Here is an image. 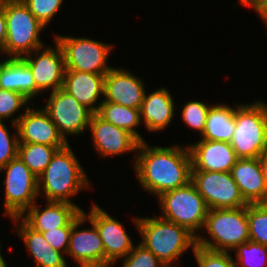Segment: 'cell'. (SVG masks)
I'll list each match as a JSON object with an SVG mask.
<instances>
[{
    "instance_id": "1",
    "label": "cell",
    "mask_w": 267,
    "mask_h": 267,
    "mask_svg": "<svg viewBox=\"0 0 267 267\" xmlns=\"http://www.w3.org/2000/svg\"><path fill=\"white\" fill-rule=\"evenodd\" d=\"M133 168L141 187L158 198L165 192L191 181V157L188 146H149L140 142Z\"/></svg>"
},
{
    "instance_id": "2",
    "label": "cell",
    "mask_w": 267,
    "mask_h": 267,
    "mask_svg": "<svg viewBox=\"0 0 267 267\" xmlns=\"http://www.w3.org/2000/svg\"><path fill=\"white\" fill-rule=\"evenodd\" d=\"M38 195L44 192L47 201L68 202L72 196L88 188L90 182L69 143L58 149L46 169L37 177Z\"/></svg>"
},
{
    "instance_id": "3",
    "label": "cell",
    "mask_w": 267,
    "mask_h": 267,
    "mask_svg": "<svg viewBox=\"0 0 267 267\" xmlns=\"http://www.w3.org/2000/svg\"><path fill=\"white\" fill-rule=\"evenodd\" d=\"M133 219L142 237L140 243L166 267H171L184 252L190 248L193 250L196 246V237L192 233L159 215L153 218L137 216Z\"/></svg>"
},
{
    "instance_id": "4",
    "label": "cell",
    "mask_w": 267,
    "mask_h": 267,
    "mask_svg": "<svg viewBox=\"0 0 267 267\" xmlns=\"http://www.w3.org/2000/svg\"><path fill=\"white\" fill-rule=\"evenodd\" d=\"M203 230L209 234L198 235L196 245L214 251H232L249 241L247 206L235 209H208Z\"/></svg>"
},
{
    "instance_id": "5",
    "label": "cell",
    "mask_w": 267,
    "mask_h": 267,
    "mask_svg": "<svg viewBox=\"0 0 267 267\" xmlns=\"http://www.w3.org/2000/svg\"><path fill=\"white\" fill-rule=\"evenodd\" d=\"M231 146L237 158H258L267 149V103L235 105Z\"/></svg>"
},
{
    "instance_id": "6",
    "label": "cell",
    "mask_w": 267,
    "mask_h": 267,
    "mask_svg": "<svg viewBox=\"0 0 267 267\" xmlns=\"http://www.w3.org/2000/svg\"><path fill=\"white\" fill-rule=\"evenodd\" d=\"M7 24L4 54L9 58H22L44 47L40 39L46 27L30 12L24 2H9L0 5Z\"/></svg>"
},
{
    "instance_id": "7",
    "label": "cell",
    "mask_w": 267,
    "mask_h": 267,
    "mask_svg": "<svg viewBox=\"0 0 267 267\" xmlns=\"http://www.w3.org/2000/svg\"><path fill=\"white\" fill-rule=\"evenodd\" d=\"M157 200L161 207V218L186 228L197 238V233L203 230L208 207L191 181L163 193Z\"/></svg>"
},
{
    "instance_id": "8",
    "label": "cell",
    "mask_w": 267,
    "mask_h": 267,
    "mask_svg": "<svg viewBox=\"0 0 267 267\" xmlns=\"http://www.w3.org/2000/svg\"><path fill=\"white\" fill-rule=\"evenodd\" d=\"M1 171H6L3 181L5 215L10 219L21 217L39 196L37 176L17 156Z\"/></svg>"
},
{
    "instance_id": "9",
    "label": "cell",
    "mask_w": 267,
    "mask_h": 267,
    "mask_svg": "<svg viewBox=\"0 0 267 267\" xmlns=\"http://www.w3.org/2000/svg\"><path fill=\"white\" fill-rule=\"evenodd\" d=\"M64 53L66 70L106 74L112 45L85 37L54 36Z\"/></svg>"
},
{
    "instance_id": "10",
    "label": "cell",
    "mask_w": 267,
    "mask_h": 267,
    "mask_svg": "<svg viewBox=\"0 0 267 267\" xmlns=\"http://www.w3.org/2000/svg\"><path fill=\"white\" fill-rule=\"evenodd\" d=\"M191 182L208 209H235L248 205L230 172L191 170Z\"/></svg>"
},
{
    "instance_id": "11",
    "label": "cell",
    "mask_w": 267,
    "mask_h": 267,
    "mask_svg": "<svg viewBox=\"0 0 267 267\" xmlns=\"http://www.w3.org/2000/svg\"><path fill=\"white\" fill-rule=\"evenodd\" d=\"M47 104L42 107L66 142L67 135L77 136L89 128L92 112L80 104L62 88L50 93Z\"/></svg>"
},
{
    "instance_id": "12",
    "label": "cell",
    "mask_w": 267,
    "mask_h": 267,
    "mask_svg": "<svg viewBox=\"0 0 267 267\" xmlns=\"http://www.w3.org/2000/svg\"><path fill=\"white\" fill-rule=\"evenodd\" d=\"M54 42L55 48L41 47L21 58L28 65L40 93L56 91L63 86L66 72L64 53L57 41Z\"/></svg>"
},
{
    "instance_id": "13",
    "label": "cell",
    "mask_w": 267,
    "mask_h": 267,
    "mask_svg": "<svg viewBox=\"0 0 267 267\" xmlns=\"http://www.w3.org/2000/svg\"><path fill=\"white\" fill-rule=\"evenodd\" d=\"M11 123L18 131V143L44 144L58 149L69 143L61 136L57 126L43 108L35 109L29 106L24 113L13 118Z\"/></svg>"
},
{
    "instance_id": "14",
    "label": "cell",
    "mask_w": 267,
    "mask_h": 267,
    "mask_svg": "<svg viewBox=\"0 0 267 267\" xmlns=\"http://www.w3.org/2000/svg\"><path fill=\"white\" fill-rule=\"evenodd\" d=\"M89 213H83L94 223L99 231L105 249V267H111L116 260L124 258L134 247L123 225L111 217L97 204H93Z\"/></svg>"
},
{
    "instance_id": "15",
    "label": "cell",
    "mask_w": 267,
    "mask_h": 267,
    "mask_svg": "<svg viewBox=\"0 0 267 267\" xmlns=\"http://www.w3.org/2000/svg\"><path fill=\"white\" fill-rule=\"evenodd\" d=\"M95 150L100 156H117L136 152L139 141L128 131L102 119L97 113L92 114L89 122Z\"/></svg>"
},
{
    "instance_id": "16",
    "label": "cell",
    "mask_w": 267,
    "mask_h": 267,
    "mask_svg": "<svg viewBox=\"0 0 267 267\" xmlns=\"http://www.w3.org/2000/svg\"><path fill=\"white\" fill-rule=\"evenodd\" d=\"M145 85L139 77L123 68H111L105 74L102 101L140 109L145 95Z\"/></svg>"
},
{
    "instance_id": "17",
    "label": "cell",
    "mask_w": 267,
    "mask_h": 267,
    "mask_svg": "<svg viewBox=\"0 0 267 267\" xmlns=\"http://www.w3.org/2000/svg\"><path fill=\"white\" fill-rule=\"evenodd\" d=\"M187 146L192 170L230 172L238 159L231 143L201 139Z\"/></svg>"
},
{
    "instance_id": "18",
    "label": "cell",
    "mask_w": 267,
    "mask_h": 267,
    "mask_svg": "<svg viewBox=\"0 0 267 267\" xmlns=\"http://www.w3.org/2000/svg\"><path fill=\"white\" fill-rule=\"evenodd\" d=\"M86 222H90L92 227L79 229ZM67 255L75 262H96L105 267V249L99 231L83 212L72 223Z\"/></svg>"
},
{
    "instance_id": "19",
    "label": "cell",
    "mask_w": 267,
    "mask_h": 267,
    "mask_svg": "<svg viewBox=\"0 0 267 267\" xmlns=\"http://www.w3.org/2000/svg\"><path fill=\"white\" fill-rule=\"evenodd\" d=\"M40 210L36 202L20 217L30 228L37 232L72 226L74 220L83 212L68 202L47 201Z\"/></svg>"
},
{
    "instance_id": "20",
    "label": "cell",
    "mask_w": 267,
    "mask_h": 267,
    "mask_svg": "<svg viewBox=\"0 0 267 267\" xmlns=\"http://www.w3.org/2000/svg\"><path fill=\"white\" fill-rule=\"evenodd\" d=\"M104 81L105 74L66 70L62 89L94 114L101 104H96L99 97L104 96Z\"/></svg>"
},
{
    "instance_id": "21",
    "label": "cell",
    "mask_w": 267,
    "mask_h": 267,
    "mask_svg": "<svg viewBox=\"0 0 267 267\" xmlns=\"http://www.w3.org/2000/svg\"><path fill=\"white\" fill-rule=\"evenodd\" d=\"M230 173L248 204L267 203V191L258 158H238Z\"/></svg>"
},
{
    "instance_id": "22",
    "label": "cell",
    "mask_w": 267,
    "mask_h": 267,
    "mask_svg": "<svg viewBox=\"0 0 267 267\" xmlns=\"http://www.w3.org/2000/svg\"><path fill=\"white\" fill-rule=\"evenodd\" d=\"M175 102L167 88L161 87L145 95L140 108V119L150 132L162 131L173 121Z\"/></svg>"
},
{
    "instance_id": "23",
    "label": "cell",
    "mask_w": 267,
    "mask_h": 267,
    "mask_svg": "<svg viewBox=\"0 0 267 267\" xmlns=\"http://www.w3.org/2000/svg\"><path fill=\"white\" fill-rule=\"evenodd\" d=\"M17 223L16 232L34 258L36 267H65L64 254L56 251L43 237L42 233L30 228L20 217L11 218ZM19 222V223H18Z\"/></svg>"
},
{
    "instance_id": "24",
    "label": "cell",
    "mask_w": 267,
    "mask_h": 267,
    "mask_svg": "<svg viewBox=\"0 0 267 267\" xmlns=\"http://www.w3.org/2000/svg\"><path fill=\"white\" fill-rule=\"evenodd\" d=\"M0 88L19 92L29 100L40 92L28 65L21 58H8L3 64Z\"/></svg>"
},
{
    "instance_id": "25",
    "label": "cell",
    "mask_w": 267,
    "mask_h": 267,
    "mask_svg": "<svg viewBox=\"0 0 267 267\" xmlns=\"http://www.w3.org/2000/svg\"><path fill=\"white\" fill-rule=\"evenodd\" d=\"M235 130V108L218 104L210 107L207 113L203 134L204 140L223 141L230 143Z\"/></svg>"
},
{
    "instance_id": "26",
    "label": "cell",
    "mask_w": 267,
    "mask_h": 267,
    "mask_svg": "<svg viewBox=\"0 0 267 267\" xmlns=\"http://www.w3.org/2000/svg\"><path fill=\"white\" fill-rule=\"evenodd\" d=\"M97 114L105 121L128 131L139 142L145 141L141 134L136 131V128L141 124L140 109L122 106L113 102L101 101Z\"/></svg>"
},
{
    "instance_id": "27",
    "label": "cell",
    "mask_w": 267,
    "mask_h": 267,
    "mask_svg": "<svg viewBox=\"0 0 267 267\" xmlns=\"http://www.w3.org/2000/svg\"><path fill=\"white\" fill-rule=\"evenodd\" d=\"M55 146L36 143H18L17 157L38 177L49 165L55 152Z\"/></svg>"
},
{
    "instance_id": "28",
    "label": "cell",
    "mask_w": 267,
    "mask_h": 267,
    "mask_svg": "<svg viewBox=\"0 0 267 267\" xmlns=\"http://www.w3.org/2000/svg\"><path fill=\"white\" fill-rule=\"evenodd\" d=\"M235 267H267V246L251 240L238 245Z\"/></svg>"
},
{
    "instance_id": "29",
    "label": "cell",
    "mask_w": 267,
    "mask_h": 267,
    "mask_svg": "<svg viewBox=\"0 0 267 267\" xmlns=\"http://www.w3.org/2000/svg\"><path fill=\"white\" fill-rule=\"evenodd\" d=\"M249 239L267 246V203L247 205Z\"/></svg>"
},
{
    "instance_id": "30",
    "label": "cell",
    "mask_w": 267,
    "mask_h": 267,
    "mask_svg": "<svg viewBox=\"0 0 267 267\" xmlns=\"http://www.w3.org/2000/svg\"><path fill=\"white\" fill-rule=\"evenodd\" d=\"M192 251L198 267H235L229 251H214L198 245Z\"/></svg>"
},
{
    "instance_id": "31",
    "label": "cell",
    "mask_w": 267,
    "mask_h": 267,
    "mask_svg": "<svg viewBox=\"0 0 267 267\" xmlns=\"http://www.w3.org/2000/svg\"><path fill=\"white\" fill-rule=\"evenodd\" d=\"M211 106L200 101L187 102L182 108V120L192 129L203 134L206 125L207 113Z\"/></svg>"
},
{
    "instance_id": "32",
    "label": "cell",
    "mask_w": 267,
    "mask_h": 267,
    "mask_svg": "<svg viewBox=\"0 0 267 267\" xmlns=\"http://www.w3.org/2000/svg\"><path fill=\"white\" fill-rule=\"evenodd\" d=\"M30 102L23 94L0 88V121L12 118L22 107L28 108Z\"/></svg>"
},
{
    "instance_id": "33",
    "label": "cell",
    "mask_w": 267,
    "mask_h": 267,
    "mask_svg": "<svg viewBox=\"0 0 267 267\" xmlns=\"http://www.w3.org/2000/svg\"><path fill=\"white\" fill-rule=\"evenodd\" d=\"M122 267H166L149 249L141 243L123 258Z\"/></svg>"
},
{
    "instance_id": "34",
    "label": "cell",
    "mask_w": 267,
    "mask_h": 267,
    "mask_svg": "<svg viewBox=\"0 0 267 267\" xmlns=\"http://www.w3.org/2000/svg\"><path fill=\"white\" fill-rule=\"evenodd\" d=\"M64 0H24L30 12L45 26L54 18Z\"/></svg>"
},
{
    "instance_id": "35",
    "label": "cell",
    "mask_w": 267,
    "mask_h": 267,
    "mask_svg": "<svg viewBox=\"0 0 267 267\" xmlns=\"http://www.w3.org/2000/svg\"><path fill=\"white\" fill-rule=\"evenodd\" d=\"M16 133V134H15ZM18 131L10 134L9 128L0 121V169L17 156Z\"/></svg>"
},
{
    "instance_id": "36",
    "label": "cell",
    "mask_w": 267,
    "mask_h": 267,
    "mask_svg": "<svg viewBox=\"0 0 267 267\" xmlns=\"http://www.w3.org/2000/svg\"><path fill=\"white\" fill-rule=\"evenodd\" d=\"M72 226H64L41 232L45 240L58 252L65 255L69 245ZM66 253V254H65Z\"/></svg>"
},
{
    "instance_id": "37",
    "label": "cell",
    "mask_w": 267,
    "mask_h": 267,
    "mask_svg": "<svg viewBox=\"0 0 267 267\" xmlns=\"http://www.w3.org/2000/svg\"><path fill=\"white\" fill-rule=\"evenodd\" d=\"M240 4L253 8L263 21L267 25V0H239Z\"/></svg>"
},
{
    "instance_id": "38",
    "label": "cell",
    "mask_w": 267,
    "mask_h": 267,
    "mask_svg": "<svg viewBox=\"0 0 267 267\" xmlns=\"http://www.w3.org/2000/svg\"><path fill=\"white\" fill-rule=\"evenodd\" d=\"M7 38V24L4 12L0 9V48L4 51Z\"/></svg>"
},
{
    "instance_id": "39",
    "label": "cell",
    "mask_w": 267,
    "mask_h": 267,
    "mask_svg": "<svg viewBox=\"0 0 267 267\" xmlns=\"http://www.w3.org/2000/svg\"><path fill=\"white\" fill-rule=\"evenodd\" d=\"M267 191V149L258 157Z\"/></svg>"
},
{
    "instance_id": "40",
    "label": "cell",
    "mask_w": 267,
    "mask_h": 267,
    "mask_svg": "<svg viewBox=\"0 0 267 267\" xmlns=\"http://www.w3.org/2000/svg\"><path fill=\"white\" fill-rule=\"evenodd\" d=\"M77 267H103L102 265L96 262H84V261H77ZM65 267H69L66 263Z\"/></svg>"
},
{
    "instance_id": "41",
    "label": "cell",
    "mask_w": 267,
    "mask_h": 267,
    "mask_svg": "<svg viewBox=\"0 0 267 267\" xmlns=\"http://www.w3.org/2000/svg\"><path fill=\"white\" fill-rule=\"evenodd\" d=\"M9 2H24V0H0V5Z\"/></svg>"
},
{
    "instance_id": "42",
    "label": "cell",
    "mask_w": 267,
    "mask_h": 267,
    "mask_svg": "<svg viewBox=\"0 0 267 267\" xmlns=\"http://www.w3.org/2000/svg\"><path fill=\"white\" fill-rule=\"evenodd\" d=\"M8 58L4 59V61H0V80H1V76H2V67H3V64L7 61Z\"/></svg>"
},
{
    "instance_id": "43",
    "label": "cell",
    "mask_w": 267,
    "mask_h": 267,
    "mask_svg": "<svg viewBox=\"0 0 267 267\" xmlns=\"http://www.w3.org/2000/svg\"><path fill=\"white\" fill-rule=\"evenodd\" d=\"M0 267H7L4 258H2V259L0 260Z\"/></svg>"
},
{
    "instance_id": "44",
    "label": "cell",
    "mask_w": 267,
    "mask_h": 267,
    "mask_svg": "<svg viewBox=\"0 0 267 267\" xmlns=\"http://www.w3.org/2000/svg\"><path fill=\"white\" fill-rule=\"evenodd\" d=\"M3 258L2 254H1V249H0V260Z\"/></svg>"
},
{
    "instance_id": "45",
    "label": "cell",
    "mask_w": 267,
    "mask_h": 267,
    "mask_svg": "<svg viewBox=\"0 0 267 267\" xmlns=\"http://www.w3.org/2000/svg\"><path fill=\"white\" fill-rule=\"evenodd\" d=\"M1 53L4 54V51L0 48V54H1Z\"/></svg>"
}]
</instances>
